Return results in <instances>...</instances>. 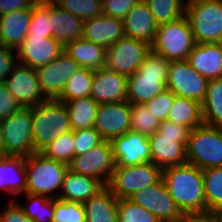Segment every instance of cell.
<instances>
[{
  "instance_id": "obj_52",
  "label": "cell",
  "mask_w": 222,
  "mask_h": 222,
  "mask_svg": "<svg viewBox=\"0 0 222 222\" xmlns=\"http://www.w3.org/2000/svg\"><path fill=\"white\" fill-rule=\"evenodd\" d=\"M4 155H5V148H4V139L2 131V121L0 120V156Z\"/></svg>"
},
{
  "instance_id": "obj_51",
  "label": "cell",
  "mask_w": 222,
  "mask_h": 222,
  "mask_svg": "<svg viewBox=\"0 0 222 222\" xmlns=\"http://www.w3.org/2000/svg\"><path fill=\"white\" fill-rule=\"evenodd\" d=\"M211 222H222V205L215 209L209 216Z\"/></svg>"
},
{
  "instance_id": "obj_8",
  "label": "cell",
  "mask_w": 222,
  "mask_h": 222,
  "mask_svg": "<svg viewBox=\"0 0 222 222\" xmlns=\"http://www.w3.org/2000/svg\"><path fill=\"white\" fill-rule=\"evenodd\" d=\"M162 179V169L152 162L115 167L107 184L117 199H129L131 196Z\"/></svg>"
},
{
  "instance_id": "obj_25",
  "label": "cell",
  "mask_w": 222,
  "mask_h": 222,
  "mask_svg": "<svg viewBox=\"0 0 222 222\" xmlns=\"http://www.w3.org/2000/svg\"><path fill=\"white\" fill-rule=\"evenodd\" d=\"M105 185L95 177L67 170L58 199L68 202L84 203L101 191Z\"/></svg>"
},
{
  "instance_id": "obj_48",
  "label": "cell",
  "mask_w": 222,
  "mask_h": 222,
  "mask_svg": "<svg viewBox=\"0 0 222 222\" xmlns=\"http://www.w3.org/2000/svg\"><path fill=\"white\" fill-rule=\"evenodd\" d=\"M1 222H34L15 201H8L7 207L0 212Z\"/></svg>"
},
{
  "instance_id": "obj_43",
  "label": "cell",
  "mask_w": 222,
  "mask_h": 222,
  "mask_svg": "<svg viewBox=\"0 0 222 222\" xmlns=\"http://www.w3.org/2000/svg\"><path fill=\"white\" fill-rule=\"evenodd\" d=\"M174 101L175 94L166 88L152 100L146 102L145 106L152 112L153 116H155L159 122H163L167 120Z\"/></svg>"
},
{
  "instance_id": "obj_50",
  "label": "cell",
  "mask_w": 222,
  "mask_h": 222,
  "mask_svg": "<svg viewBox=\"0 0 222 222\" xmlns=\"http://www.w3.org/2000/svg\"><path fill=\"white\" fill-rule=\"evenodd\" d=\"M36 2V0H0V15L32 8Z\"/></svg>"
},
{
  "instance_id": "obj_49",
  "label": "cell",
  "mask_w": 222,
  "mask_h": 222,
  "mask_svg": "<svg viewBox=\"0 0 222 222\" xmlns=\"http://www.w3.org/2000/svg\"><path fill=\"white\" fill-rule=\"evenodd\" d=\"M190 131L188 127L165 120L160 122L157 132L161 136L189 137Z\"/></svg>"
},
{
  "instance_id": "obj_40",
  "label": "cell",
  "mask_w": 222,
  "mask_h": 222,
  "mask_svg": "<svg viewBox=\"0 0 222 222\" xmlns=\"http://www.w3.org/2000/svg\"><path fill=\"white\" fill-rule=\"evenodd\" d=\"M83 22L103 14L102 0H53Z\"/></svg>"
},
{
  "instance_id": "obj_7",
  "label": "cell",
  "mask_w": 222,
  "mask_h": 222,
  "mask_svg": "<svg viewBox=\"0 0 222 222\" xmlns=\"http://www.w3.org/2000/svg\"><path fill=\"white\" fill-rule=\"evenodd\" d=\"M195 44L191 26L184 15L178 20L158 25L151 50L169 61L187 60Z\"/></svg>"
},
{
  "instance_id": "obj_35",
  "label": "cell",
  "mask_w": 222,
  "mask_h": 222,
  "mask_svg": "<svg viewBox=\"0 0 222 222\" xmlns=\"http://www.w3.org/2000/svg\"><path fill=\"white\" fill-rule=\"evenodd\" d=\"M26 199L30 201L28 205H23L15 200L22 211L34 222H52L54 218L55 198L45 195H34L25 193Z\"/></svg>"
},
{
  "instance_id": "obj_9",
  "label": "cell",
  "mask_w": 222,
  "mask_h": 222,
  "mask_svg": "<svg viewBox=\"0 0 222 222\" xmlns=\"http://www.w3.org/2000/svg\"><path fill=\"white\" fill-rule=\"evenodd\" d=\"M1 121L5 155L27 157L35 153L32 141L31 107H21Z\"/></svg>"
},
{
  "instance_id": "obj_28",
  "label": "cell",
  "mask_w": 222,
  "mask_h": 222,
  "mask_svg": "<svg viewBox=\"0 0 222 222\" xmlns=\"http://www.w3.org/2000/svg\"><path fill=\"white\" fill-rule=\"evenodd\" d=\"M118 199L105 186L83 203L86 222H118Z\"/></svg>"
},
{
  "instance_id": "obj_23",
  "label": "cell",
  "mask_w": 222,
  "mask_h": 222,
  "mask_svg": "<svg viewBox=\"0 0 222 222\" xmlns=\"http://www.w3.org/2000/svg\"><path fill=\"white\" fill-rule=\"evenodd\" d=\"M123 24L127 37L153 44L158 24L144 0H139L126 14Z\"/></svg>"
},
{
  "instance_id": "obj_44",
  "label": "cell",
  "mask_w": 222,
  "mask_h": 222,
  "mask_svg": "<svg viewBox=\"0 0 222 222\" xmlns=\"http://www.w3.org/2000/svg\"><path fill=\"white\" fill-rule=\"evenodd\" d=\"M103 141L95 127L74 131L75 156L85 154Z\"/></svg>"
},
{
  "instance_id": "obj_1",
  "label": "cell",
  "mask_w": 222,
  "mask_h": 222,
  "mask_svg": "<svg viewBox=\"0 0 222 222\" xmlns=\"http://www.w3.org/2000/svg\"><path fill=\"white\" fill-rule=\"evenodd\" d=\"M162 179L186 218L206 217L203 174L200 168L190 163L166 167L162 169Z\"/></svg>"
},
{
  "instance_id": "obj_45",
  "label": "cell",
  "mask_w": 222,
  "mask_h": 222,
  "mask_svg": "<svg viewBox=\"0 0 222 222\" xmlns=\"http://www.w3.org/2000/svg\"><path fill=\"white\" fill-rule=\"evenodd\" d=\"M139 0H102L103 14L123 20Z\"/></svg>"
},
{
  "instance_id": "obj_47",
  "label": "cell",
  "mask_w": 222,
  "mask_h": 222,
  "mask_svg": "<svg viewBox=\"0 0 222 222\" xmlns=\"http://www.w3.org/2000/svg\"><path fill=\"white\" fill-rule=\"evenodd\" d=\"M21 108V105L8 91L6 84L0 82V120L9 117Z\"/></svg>"
},
{
  "instance_id": "obj_31",
  "label": "cell",
  "mask_w": 222,
  "mask_h": 222,
  "mask_svg": "<svg viewBox=\"0 0 222 222\" xmlns=\"http://www.w3.org/2000/svg\"><path fill=\"white\" fill-rule=\"evenodd\" d=\"M167 121L183 125L193 130L203 123L202 103L175 95V101Z\"/></svg>"
},
{
  "instance_id": "obj_33",
  "label": "cell",
  "mask_w": 222,
  "mask_h": 222,
  "mask_svg": "<svg viewBox=\"0 0 222 222\" xmlns=\"http://www.w3.org/2000/svg\"><path fill=\"white\" fill-rule=\"evenodd\" d=\"M93 76L94 70L83 67L79 68L68 79L62 94L57 100L66 101L90 96Z\"/></svg>"
},
{
  "instance_id": "obj_16",
  "label": "cell",
  "mask_w": 222,
  "mask_h": 222,
  "mask_svg": "<svg viewBox=\"0 0 222 222\" xmlns=\"http://www.w3.org/2000/svg\"><path fill=\"white\" fill-rule=\"evenodd\" d=\"M94 127L103 140L111 141L125 134L131 130L130 103L121 101L99 104Z\"/></svg>"
},
{
  "instance_id": "obj_15",
  "label": "cell",
  "mask_w": 222,
  "mask_h": 222,
  "mask_svg": "<svg viewBox=\"0 0 222 222\" xmlns=\"http://www.w3.org/2000/svg\"><path fill=\"white\" fill-rule=\"evenodd\" d=\"M4 83L21 107H33L47 100L41 91L35 69L29 66L18 63Z\"/></svg>"
},
{
  "instance_id": "obj_5",
  "label": "cell",
  "mask_w": 222,
  "mask_h": 222,
  "mask_svg": "<svg viewBox=\"0 0 222 222\" xmlns=\"http://www.w3.org/2000/svg\"><path fill=\"white\" fill-rule=\"evenodd\" d=\"M185 16L196 43H222V0H186Z\"/></svg>"
},
{
  "instance_id": "obj_36",
  "label": "cell",
  "mask_w": 222,
  "mask_h": 222,
  "mask_svg": "<svg viewBox=\"0 0 222 222\" xmlns=\"http://www.w3.org/2000/svg\"><path fill=\"white\" fill-rule=\"evenodd\" d=\"M158 25L178 20L185 15L184 0H144Z\"/></svg>"
},
{
  "instance_id": "obj_6",
  "label": "cell",
  "mask_w": 222,
  "mask_h": 222,
  "mask_svg": "<svg viewBox=\"0 0 222 222\" xmlns=\"http://www.w3.org/2000/svg\"><path fill=\"white\" fill-rule=\"evenodd\" d=\"M187 163L201 170L222 167V127L202 124L190 131Z\"/></svg>"
},
{
  "instance_id": "obj_22",
  "label": "cell",
  "mask_w": 222,
  "mask_h": 222,
  "mask_svg": "<svg viewBox=\"0 0 222 222\" xmlns=\"http://www.w3.org/2000/svg\"><path fill=\"white\" fill-rule=\"evenodd\" d=\"M187 61L208 81L222 78V43H196Z\"/></svg>"
},
{
  "instance_id": "obj_18",
  "label": "cell",
  "mask_w": 222,
  "mask_h": 222,
  "mask_svg": "<svg viewBox=\"0 0 222 222\" xmlns=\"http://www.w3.org/2000/svg\"><path fill=\"white\" fill-rule=\"evenodd\" d=\"M151 162L164 169L187 163V142L189 137L161 136L158 132L148 137Z\"/></svg>"
},
{
  "instance_id": "obj_46",
  "label": "cell",
  "mask_w": 222,
  "mask_h": 222,
  "mask_svg": "<svg viewBox=\"0 0 222 222\" xmlns=\"http://www.w3.org/2000/svg\"><path fill=\"white\" fill-rule=\"evenodd\" d=\"M17 64V51L13 48L0 45V82H4L9 77Z\"/></svg>"
},
{
  "instance_id": "obj_21",
  "label": "cell",
  "mask_w": 222,
  "mask_h": 222,
  "mask_svg": "<svg viewBox=\"0 0 222 222\" xmlns=\"http://www.w3.org/2000/svg\"><path fill=\"white\" fill-rule=\"evenodd\" d=\"M123 20L101 14L83 22V39L108 49L125 37Z\"/></svg>"
},
{
  "instance_id": "obj_13",
  "label": "cell",
  "mask_w": 222,
  "mask_h": 222,
  "mask_svg": "<svg viewBox=\"0 0 222 222\" xmlns=\"http://www.w3.org/2000/svg\"><path fill=\"white\" fill-rule=\"evenodd\" d=\"M207 85L208 80L197 73L187 60L170 61L166 87L176 96L202 103Z\"/></svg>"
},
{
  "instance_id": "obj_42",
  "label": "cell",
  "mask_w": 222,
  "mask_h": 222,
  "mask_svg": "<svg viewBox=\"0 0 222 222\" xmlns=\"http://www.w3.org/2000/svg\"><path fill=\"white\" fill-rule=\"evenodd\" d=\"M52 222H86L83 203L55 199Z\"/></svg>"
},
{
  "instance_id": "obj_2",
  "label": "cell",
  "mask_w": 222,
  "mask_h": 222,
  "mask_svg": "<svg viewBox=\"0 0 222 222\" xmlns=\"http://www.w3.org/2000/svg\"><path fill=\"white\" fill-rule=\"evenodd\" d=\"M170 61L152 50L137 71L128 76L127 101L145 104L165 90Z\"/></svg>"
},
{
  "instance_id": "obj_19",
  "label": "cell",
  "mask_w": 222,
  "mask_h": 222,
  "mask_svg": "<svg viewBox=\"0 0 222 222\" xmlns=\"http://www.w3.org/2000/svg\"><path fill=\"white\" fill-rule=\"evenodd\" d=\"M64 46L53 37H26L17 49L18 63L36 69L56 59Z\"/></svg>"
},
{
  "instance_id": "obj_53",
  "label": "cell",
  "mask_w": 222,
  "mask_h": 222,
  "mask_svg": "<svg viewBox=\"0 0 222 222\" xmlns=\"http://www.w3.org/2000/svg\"><path fill=\"white\" fill-rule=\"evenodd\" d=\"M182 222H211V220H210L209 217H205V218H186Z\"/></svg>"
},
{
  "instance_id": "obj_27",
  "label": "cell",
  "mask_w": 222,
  "mask_h": 222,
  "mask_svg": "<svg viewBox=\"0 0 222 222\" xmlns=\"http://www.w3.org/2000/svg\"><path fill=\"white\" fill-rule=\"evenodd\" d=\"M51 37L65 46L83 37V21L50 0Z\"/></svg>"
},
{
  "instance_id": "obj_29",
  "label": "cell",
  "mask_w": 222,
  "mask_h": 222,
  "mask_svg": "<svg viewBox=\"0 0 222 222\" xmlns=\"http://www.w3.org/2000/svg\"><path fill=\"white\" fill-rule=\"evenodd\" d=\"M64 52L72 57L83 68L98 70L105 68L107 49L83 38L69 42Z\"/></svg>"
},
{
  "instance_id": "obj_14",
  "label": "cell",
  "mask_w": 222,
  "mask_h": 222,
  "mask_svg": "<svg viewBox=\"0 0 222 222\" xmlns=\"http://www.w3.org/2000/svg\"><path fill=\"white\" fill-rule=\"evenodd\" d=\"M80 65L64 51L50 63L35 69L41 91L46 99H58L68 79Z\"/></svg>"
},
{
  "instance_id": "obj_17",
  "label": "cell",
  "mask_w": 222,
  "mask_h": 222,
  "mask_svg": "<svg viewBox=\"0 0 222 222\" xmlns=\"http://www.w3.org/2000/svg\"><path fill=\"white\" fill-rule=\"evenodd\" d=\"M115 167L133 166L151 162L148 136L129 130L111 141Z\"/></svg>"
},
{
  "instance_id": "obj_10",
  "label": "cell",
  "mask_w": 222,
  "mask_h": 222,
  "mask_svg": "<svg viewBox=\"0 0 222 222\" xmlns=\"http://www.w3.org/2000/svg\"><path fill=\"white\" fill-rule=\"evenodd\" d=\"M150 50L147 42L125 36L107 49L105 68L128 77L137 71Z\"/></svg>"
},
{
  "instance_id": "obj_26",
  "label": "cell",
  "mask_w": 222,
  "mask_h": 222,
  "mask_svg": "<svg viewBox=\"0 0 222 222\" xmlns=\"http://www.w3.org/2000/svg\"><path fill=\"white\" fill-rule=\"evenodd\" d=\"M25 162L24 156H0V190L14 196L10 201H15L17 196L26 193Z\"/></svg>"
},
{
  "instance_id": "obj_32",
  "label": "cell",
  "mask_w": 222,
  "mask_h": 222,
  "mask_svg": "<svg viewBox=\"0 0 222 222\" xmlns=\"http://www.w3.org/2000/svg\"><path fill=\"white\" fill-rule=\"evenodd\" d=\"M202 116L205 125L222 127V78L208 81Z\"/></svg>"
},
{
  "instance_id": "obj_34",
  "label": "cell",
  "mask_w": 222,
  "mask_h": 222,
  "mask_svg": "<svg viewBox=\"0 0 222 222\" xmlns=\"http://www.w3.org/2000/svg\"><path fill=\"white\" fill-rule=\"evenodd\" d=\"M204 195L206 199V217L222 205V167L202 170Z\"/></svg>"
},
{
  "instance_id": "obj_20",
  "label": "cell",
  "mask_w": 222,
  "mask_h": 222,
  "mask_svg": "<svg viewBox=\"0 0 222 222\" xmlns=\"http://www.w3.org/2000/svg\"><path fill=\"white\" fill-rule=\"evenodd\" d=\"M128 77L107 68L94 70L90 96L98 103L127 101Z\"/></svg>"
},
{
  "instance_id": "obj_3",
  "label": "cell",
  "mask_w": 222,
  "mask_h": 222,
  "mask_svg": "<svg viewBox=\"0 0 222 222\" xmlns=\"http://www.w3.org/2000/svg\"><path fill=\"white\" fill-rule=\"evenodd\" d=\"M31 119L35 153L45 149L57 136L72 130L67 108L57 99H47L31 107Z\"/></svg>"
},
{
  "instance_id": "obj_38",
  "label": "cell",
  "mask_w": 222,
  "mask_h": 222,
  "mask_svg": "<svg viewBox=\"0 0 222 222\" xmlns=\"http://www.w3.org/2000/svg\"><path fill=\"white\" fill-rule=\"evenodd\" d=\"M50 0L38 1L32 7L31 23L27 37H51Z\"/></svg>"
},
{
  "instance_id": "obj_24",
  "label": "cell",
  "mask_w": 222,
  "mask_h": 222,
  "mask_svg": "<svg viewBox=\"0 0 222 222\" xmlns=\"http://www.w3.org/2000/svg\"><path fill=\"white\" fill-rule=\"evenodd\" d=\"M32 8L0 15V45L17 49L27 37Z\"/></svg>"
},
{
  "instance_id": "obj_30",
  "label": "cell",
  "mask_w": 222,
  "mask_h": 222,
  "mask_svg": "<svg viewBox=\"0 0 222 222\" xmlns=\"http://www.w3.org/2000/svg\"><path fill=\"white\" fill-rule=\"evenodd\" d=\"M73 131L94 127L99 104L91 97L62 101Z\"/></svg>"
},
{
  "instance_id": "obj_11",
  "label": "cell",
  "mask_w": 222,
  "mask_h": 222,
  "mask_svg": "<svg viewBox=\"0 0 222 222\" xmlns=\"http://www.w3.org/2000/svg\"><path fill=\"white\" fill-rule=\"evenodd\" d=\"M129 199L151 212L160 222H182L186 219L170 196L163 179L135 192Z\"/></svg>"
},
{
  "instance_id": "obj_4",
  "label": "cell",
  "mask_w": 222,
  "mask_h": 222,
  "mask_svg": "<svg viewBox=\"0 0 222 222\" xmlns=\"http://www.w3.org/2000/svg\"><path fill=\"white\" fill-rule=\"evenodd\" d=\"M69 169L67 164L45 157L36 152L26 157V193L45 195L58 199L64 176Z\"/></svg>"
},
{
  "instance_id": "obj_12",
  "label": "cell",
  "mask_w": 222,
  "mask_h": 222,
  "mask_svg": "<svg viewBox=\"0 0 222 222\" xmlns=\"http://www.w3.org/2000/svg\"><path fill=\"white\" fill-rule=\"evenodd\" d=\"M115 166L112 145L108 140H103L85 154L74 156L68 165L72 172L95 177L105 186L109 183Z\"/></svg>"
},
{
  "instance_id": "obj_39",
  "label": "cell",
  "mask_w": 222,
  "mask_h": 222,
  "mask_svg": "<svg viewBox=\"0 0 222 222\" xmlns=\"http://www.w3.org/2000/svg\"><path fill=\"white\" fill-rule=\"evenodd\" d=\"M131 130L145 136H150L158 131L160 122L145 104L130 103Z\"/></svg>"
},
{
  "instance_id": "obj_37",
  "label": "cell",
  "mask_w": 222,
  "mask_h": 222,
  "mask_svg": "<svg viewBox=\"0 0 222 222\" xmlns=\"http://www.w3.org/2000/svg\"><path fill=\"white\" fill-rule=\"evenodd\" d=\"M74 131L71 130L51 142L41 153L55 161L69 165L75 156Z\"/></svg>"
},
{
  "instance_id": "obj_41",
  "label": "cell",
  "mask_w": 222,
  "mask_h": 222,
  "mask_svg": "<svg viewBox=\"0 0 222 222\" xmlns=\"http://www.w3.org/2000/svg\"><path fill=\"white\" fill-rule=\"evenodd\" d=\"M118 222H160L151 212L130 199H118Z\"/></svg>"
}]
</instances>
